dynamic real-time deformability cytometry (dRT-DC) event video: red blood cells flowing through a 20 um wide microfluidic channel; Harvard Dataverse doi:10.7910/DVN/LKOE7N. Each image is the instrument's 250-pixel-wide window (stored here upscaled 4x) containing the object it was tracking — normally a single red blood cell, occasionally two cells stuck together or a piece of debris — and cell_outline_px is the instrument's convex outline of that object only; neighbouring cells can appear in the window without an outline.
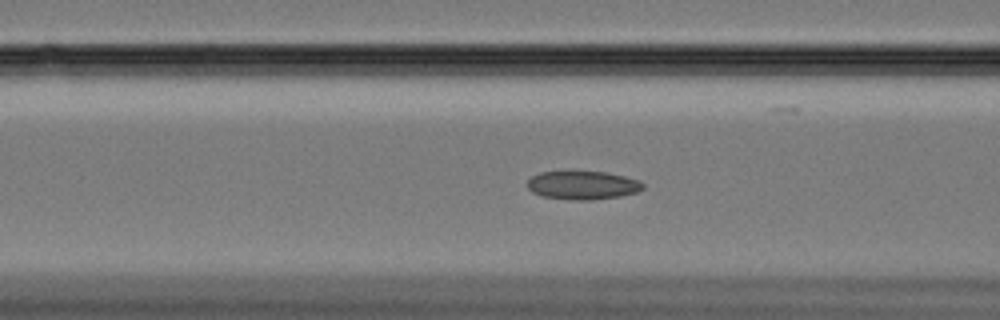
{"species": "Egyptian fruit bat (a non-hibernating species)", "species_latin": "Rousettus aegyptiacus", "temperature_condition": "cold", "stored_images_in_passage": 61, "camera_frame_rate_fps": 3000, "um_per_image_px": 0.085, "animal": {"sex": "female"}, "frame": {"image": 1, "passage_image": 25, "time_ms": 8.0, "image_size_px": [1000, 320], "cell_outline_px": [[644, 188], [636, 192], [620, 196], [592, 200], [568, 200], [544, 196], [532, 192], [528, 188], [528, 180], [532, 176], [540, 172], [568, 168], [604, 172], [624, 176], [640, 180], [644, 184]], "centroid_in_image_um": [49.5, 15.69], "position_along_channel_um": 117.1, "area_um2": 20.0}}
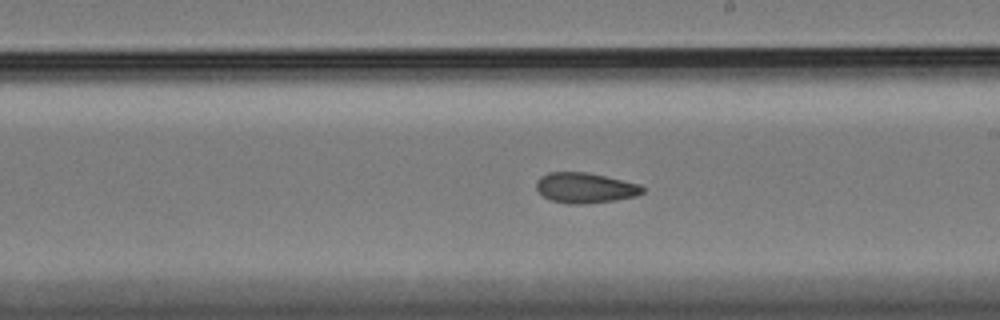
{"frame": {"image": 2, "passage_image": 36, "time_ms": 11.667, "image_size_px": [1000, 320], "cell_outline_px": [[644, 192], [636, 196], [616, 200], [584, 204], [568, 204], [552, 200], [544, 196], [536, 188], [536, 180], [540, 176], [548, 172], [588, 172], [640, 184], [644, 188]], "centroid_in_image_um": [49.74, 15.96], "position_along_channel_um": 239.3, "area_um2": 18.84}}
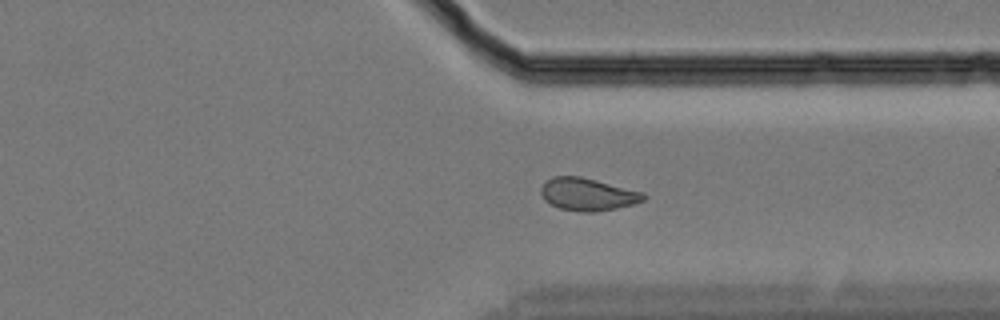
{"frame": {"image": 3, "passage_image": 47, "time_ms": 15.333, "image_size_px": [1000, 320], "cell_outline_px": [[648, 196], [644, 200], [632, 204], [616, 208], [596, 212], [580, 212], [560, 208], [544, 200], [540, 192], [540, 188], [544, 180], [552, 176], [580, 176], [644, 192]], "centroid_in_image_um": [49.93, 16.51], "position_along_channel_um": 361.5, "area_um2": 19.59}, "authors_computed_cell_mechanics": {"area_um2": 19.8254, "velocity_mm_per_s": 3.3258, "shape_relaxation_time_tau1_ms": null, "shape_relaxation_time_tau2_ms": 3.6496, "deformation_change_tau1": null, "deformation_change_tau2": 0.079}}